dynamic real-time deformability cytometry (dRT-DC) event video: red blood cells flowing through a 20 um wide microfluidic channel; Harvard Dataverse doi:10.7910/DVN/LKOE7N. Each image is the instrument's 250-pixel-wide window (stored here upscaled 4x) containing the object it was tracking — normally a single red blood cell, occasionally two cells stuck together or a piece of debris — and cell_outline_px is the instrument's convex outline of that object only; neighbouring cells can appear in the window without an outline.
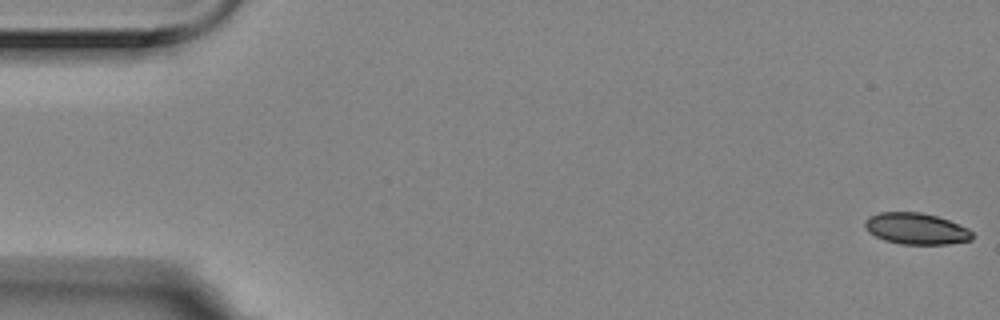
{"species": "Egyptian fruit bat (a non-hibernating species)", "species_latin": "Rousettus aegyptiacus", "temperature_condition": "room temperature", "stored_images_in_passage": 14, "camera_frame_rate_fps": 3000, "um_per_image_px": 0.085, "animal": {"sex": "female"}, "frame": {"image": 1, "passage_image": 1, "time_ms": 0.0, "image_size_px": [1000, 320], "cell_outline_px": [[972, 240], [948, 244], [900, 244], [884, 240], [868, 232], [864, 228], [864, 220], [868, 216], [880, 212], [920, 212], [936, 216], [948, 220], [968, 228], [972, 232]], "centroid_in_image_um": [77.83, 19.43], "position_along_channel_um": 7.2, "area_um2": 19.71}}
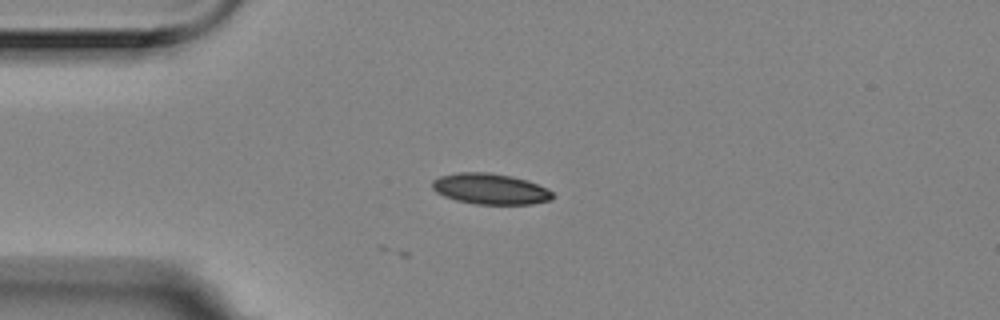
{"frame": {"image": 2, "passage_image": 14, "time_ms": 4.333, "image_size_px": [1000, 320], "cell_outline_px": [[556, 196], [552, 200], [532, 204], [476, 204], [456, 200], [444, 196], [436, 192], [432, 188], [432, 180], [440, 176], [456, 172], [488, 172], [512, 176], [528, 180], [548, 188]], "centroid_in_image_um": [41.7, 16.05], "position_along_channel_um": 43.3, "area_um2": 21.91}}